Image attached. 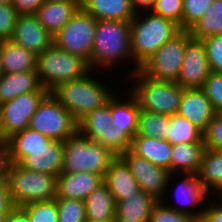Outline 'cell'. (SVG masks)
Here are the masks:
<instances>
[{
	"instance_id": "1",
	"label": "cell",
	"mask_w": 222,
	"mask_h": 222,
	"mask_svg": "<svg viewBox=\"0 0 222 222\" xmlns=\"http://www.w3.org/2000/svg\"><path fill=\"white\" fill-rule=\"evenodd\" d=\"M11 163L25 169L55 175L63 166L64 141H56L30 128L6 139Z\"/></svg>"
},
{
	"instance_id": "2",
	"label": "cell",
	"mask_w": 222,
	"mask_h": 222,
	"mask_svg": "<svg viewBox=\"0 0 222 222\" xmlns=\"http://www.w3.org/2000/svg\"><path fill=\"white\" fill-rule=\"evenodd\" d=\"M130 21L97 20L89 68L108 69L132 58ZM118 61V62H117Z\"/></svg>"
},
{
	"instance_id": "3",
	"label": "cell",
	"mask_w": 222,
	"mask_h": 222,
	"mask_svg": "<svg viewBox=\"0 0 222 222\" xmlns=\"http://www.w3.org/2000/svg\"><path fill=\"white\" fill-rule=\"evenodd\" d=\"M136 13L131 23V50L134 64L132 73L140 67L168 40L181 29L174 21L160 15L149 13L142 20Z\"/></svg>"
},
{
	"instance_id": "4",
	"label": "cell",
	"mask_w": 222,
	"mask_h": 222,
	"mask_svg": "<svg viewBox=\"0 0 222 222\" xmlns=\"http://www.w3.org/2000/svg\"><path fill=\"white\" fill-rule=\"evenodd\" d=\"M96 80L89 72L82 78L61 82L50 92L79 122L91 111L106 105L114 95L104 82Z\"/></svg>"
},
{
	"instance_id": "5",
	"label": "cell",
	"mask_w": 222,
	"mask_h": 222,
	"mask_svg": "<svg viewBox=\"0 0 222 222\" xmlns=\"http://www.w3.org/2000/svg\"><path fill=\"white\" fill-rule=\"evenodd\" d=\"M115 157L107 148L77 131L64 141L61 172H90L104 177Z\"/></svg>"
},
{
	"instance_id": "6",
	"label": "cell",
	"mask_w": 222,
	"mask_h": 222,
	"mask_svg": "<svg viewBox=\"0 0 222 222\" xmlns=\"http://www.w3.org/2000/svg\"><path fill=\"white\" fill-rule=\"evenodd\" d=\"M6 181L16 207L54 200L57 196L55 175L28 170L18 163H11Z\"/></svg>"
},
{
	"instance_id": "7",
	"label": "cell",
	"mask_w": 222,
	"mask_h": 222,
	"mask_svg": "<svg viewBox=\"0 0 222 222\" xmlns=\"http://www.w3.org/2000/svg\"><path fill=\"white\" fill-rule=\"evenodd\" d=\"M129 76L137 81L135 84L132 82L134 88L131 93L136 97L140 109L168 116L178 113L183 88L176 82L153 80L140 70Z\"/></svg>"
},
{
	"instance_id": "8",
	"label": "cell",
	"mask_w": 222,
	"mask_h": 222,
	"mask_svg": "<svg viewBox=\"0 0 222 222\" xmlns=\"http://www.w3.org/2000/svg\"><path fill=\"white\" fill-rule=\"evenodd\" d=\"M36 72L49 92L61 82L76 80L92 72L88 62L52 44L37 55Z\"/></svg>"
},
{
	"instance_id": "9",
	"label": "cell",
	"mask_w": 222,
	"mask_h": 222,
	"mask_svg": "<svg viewBox=\"0 0 222 222\" xmlns=\"http://www.w3.org/2000/svg\"><path fill=\"white\" fill-rule=\"evenodd\" d=\"M78 131L90 140L107 148L114 156H121L131 148L132 137L125 130L112 125L110 99L78 122Z\"/></svg>"
},
{
	"instance_id": "10",
	"label": "cell",
	"mask_w": 222,
	"mask_h": 222,
	"mask_svg": "<svg viewBox=\"0 0 222 222\" xmlns=\"http://www.w3.org/2000/svg\"><path fill=\"white\" fill-rule=\"evenodd\" d=\"M28 128L52 140L66 141L78 131V122L49 92L39 103Z\"/></svg>"
},
{
	"instance_id": "11",
	"label": "cell",
	"mask_w": 222,
	"mask_h": 222,
	"mask_svg": "<svg viewBox=\"0 0 222 222\" xmlns=\"http://www.w3.org/2000/svg\"><path fill=\"white\" fill-rule=\"evenodd\" d=\"M189 31L181 30L165 42L141 67L140 71L150 79L176 82L182 67Z\"/></svg>"
},
{
	"instance_id": "12",
	"label": "cell",
	"mask_w": 222,
	"mask_h": 222,
	"mask_svg": "<svg viewBox=\"0 0 222 222\" xmlns=\"http://www.w3.org/2000/svg\"><path fill=\"white\" fill-rule=\"evenodd\" d=\"M97 19L80 8L53 37V44L90 62Z\"/></svg>"
},
{
	"instance_id": "13",
	"label": "cell",
	"mask_w": 222,
	"mask_h": 222,
	"mask_svg": "<svg viewBox=\"0 0 222 222\" xmlns=\"http://www.w3.org/2000/svg\"><path fill=\"white\" fill-rule=\"evenodd\" d=\"M128 165L132 175L139 184L140 190L150 194L158 201H163L166 189L174 174L156 166L147 159L137 156L130 149L120 156Z\"/></svg>"
},
{
	"instance_id": "14",
	"label": "cell",
	"mask_w": 222,
	"mask_h": 222,
	"mask_svg": "<svg viewBox=\"0 0 222 222\" xmlns=\"http://www.w3.org/2000/svg\"><path fill=\"white\" fill-rule=\"evenodd\" d=\"M48 93L49 91H34L21 94L0 104L3 137L5 139L29 127L31 117Z\"/></svg>"
},
{
	"instance_id": "15",
	"label": "cell",
	"mask_w": 222,
	"mask_h": 222,
	"mask_svg": "<svg viewBox=\"0 0 222 222\" xmlns=\"http://www.w3.org/2000/svg\"><path fill=\"white\" fill-rule=\"evenodd\" d=\"M210 67L202 40L190 38L186 42L182 67L176 83L183 89L203 88L210 75Z\"/></svg>"
},
{
	"instance_id": "16",
	"label": "cell",
	"mask_w": 222,
	"mask_h": 222,
	"mask_svg": "<svg viewBox=\"0 0 222 222\" xmlns=\"http://www.w3.org/2000/svg\"><path fill=\"white\" fill-rule=\"evenodd\" d=\"M11 41L38 55L53 44V36L35 14L18 15Z\"/></svg>"
},
{
	"instance_id": "17",
	"label": "cell",
	"mask_w": 222,
	"mask_h": 222,
	"mask_svg": "<svg viewBox=\"0 0 222 222\" xmlns=\"http://www.w3.org/2000/svg\"><path fill=\"white\" fill-rule=\"evenodd\" d=\"M178 115L204 132L216 114L202 88L183 89Z\"/></svg>"
},
{
	"instance_id": "18",
	"label": "cell",
	"mask_w": 222,
	"mask_h": 222,
	"mask_svg": "<svg viewBox=\"0 0 222 222\" xmlns=\"http://www.w3.org/2000/svg\"><path fill=\"white\" fill-rule=\"evenodd\" d=\"M103 182L109 188L115 202L126 200L141 191L128 165L120 156L111 161Z\"/></svg>"
},
{
	"instance_id": "19",
	"label": "cell",
	"mask_w": 222,
	"mask_h": 222,
	"mask_svg": "<svg viewBox=\"0 0 222 222\" xmlns=\"http://www.w3.org/2000/svg\"><path fill=\"white\" fill-rule=\"evenodd\" d=\"M82 2L46 0L37 10L36 17L54 37L81 8Z\"/></svg>"
},
{
	"instance_id": "20",
	"label": "cell",
	"mask_w": 222,
	"mask_h": 222,
	"mask_svg": "<svg viewBox=\"0 0 222 222\" xmlns=\"http://www.w3.org/2000/svg\"><path fill=\"white\" fill-rule=\"evenodd\" d=\"M182 175L185 177L183 180H181L182 182L179 185L177 183V188L175 191L176 201L180 205L168 206L169 204L165 203L164 205L169 208H172L177 212L193 216L200 221L204 211H202V209L200 211H195L192 209L190 210L189 208L193 206H198V203L200 204L201 202L205 201V198H208L210 195L204 189L201 180L195 174Z\"/></svg>"
},
{
	"instance_id": "21",
	"label": "cell",
	"mask_w": 222,
	"mask_h": 222,
	"mask_svg": "<svg viewBox=\"0 0 222 222\" xmlns=\"http://www.w3.org/2000/svg\"><path fill=\"white\" fill-rule=\"evenodd\" d=\"M103 182V177L90 172L60 173L57 176V196L85 200Z\"/></svg>"
},
{
	"instance_id": "22",
	"label": "cell",
	"mask_w": 222,
	"mask_h": 222,
	"mask_svg": "<svg viewBox=\"0 0 222 222\" xmlns=\"http://www.w3.org/2000/svg\"><path fill=\"white\" fill-rule=\"evenodd\" d=\"M158 202L144 191L116 202L115 222H149L152 209Z\"/></svg>"
},
{
	"instance_id": "23",
	"label": "cell",
	"mask_w": 222,
	"mask_h": 222,
	"mask_svg": "<svg viewBox=\"0 0 222 222\" xmlns=\"http://www.w3.org/2000/svg\"><path fill=\"white\" fill-rule=\"evenodd\" d=\"M48 91L38 78L36 70L5 74L0 78V104L21 94Z\"/></svg>"
},
{
	"instance_id": "24",
	"label": "cell",
	"mask_w": 222,
	"mask_h": 222,
	"mask_svg": "<svg viewBox=\"0 0 222 222\" xmlns=\"http://www.w3.org/2000/svg\"><path fill=\"white\" fill-rule=\"evenodd\" d=\"M81 8L97 20L131 21L136 15L131 0H82Z\"/></svg>"
},
{
	"instance_id": "25",
	"label": "cell",
	"mask_w": 222,
	"mask_h": 222,
	"mask_svg": "<svg viewBox=\"0 0 222 222\" xmlns=\"http://www.w3.org/2000/svg\"><path fill=\"white\" fill-rule=\"evenodd\" d=\"M130 150L137 156L170 172L172 144L167 140L147 136H134Z\"/></svg>"
},
{
	"instance_id": "26",
	"label": "cell",
	"mask_w": 222,
	"mask_h": 222,
	"mask_svg": "<svg viewBox=\"0 0 222 222\" xmlns=\"http://www.w3.org/2000/svg\"><path fill=\"white\" fill-rule=\"evenodd\" d=\"M204 142L180 143L172 145L170 173L197 174L203 154Z\"/></svg>"
},
{
	"instance_id": "27",
	"label": "cell",
	"mask_w": 222,
	"mask_h": 222,
	"mask_svg": "<svg viewBox=\"0 0 222 222\" xmlns=\"http://www.w3.org/2000/svg\"><path fill=\"white\" fill-rule=\"evenodd\" d=\"M125 101L116 97L110 98L112 125L118 130H125L132 138L138 126L140 107L136 97L130 92Z\"/></svg>"
},
{
	"instance_id": "28",
	"label": "cell",
	"mask_w": 222,
	"mask_h": 222,
	"mask_svg": "<svg viewBox=\"0 0 222 222\" xmlns=\"http://www.w3.org/2000/svg\"><path fill=\"white\" fill-rule=\"evenodd\" d=\"M0 56L5 74L36 70L37 55L11 40L0 41Z\"/></svg>"
},
{
	"instance_id": "29",
	"label": "cell",
	"mask_w": 222,
	"mask_h": 222,
	"mask_svg": "<svg viewBox=\"0 0 222 222\" xmlns=\"http://www.w3.org/2000/svg\"><path fill=\"white\" fill-rule=\"evenodd\" d=\"M86 218L95 221L115 222L116 202L104 182L85 198Z\"/></svg>"
},
{
	"instance_id": "30",
	"label": "cell",
	"mask_w": 222,
	"mask_h": 222,
	"mask_svg": "<svg viewBox=\"0 0 222 222\" xmlns=\"http://www.w3.org/2000/svg\"><path fill=\"white\" fill-rule=\"evenodd\" d=\"M196 176L208 194L212 187L222 197V150L206 148Z\"/></svg>"
},
{
	"instance_id": "31",
	"label": "cell",
	"mask_w": 222,
	"mask_h": 222,
	"mask_svg": "<svg viewBox=\"0 0 222 222\" xmlns=\"http://www.w3.org/2000/svg\"><path fill=\"white\" fill-rule=\"evenodd\" d=\"M170 144L203 142V132L178 114L167 115V139Z\"/></svg>"
},
{
	"instance_id": "32",
	"label": "cell",
	"mask_w": 222,
	"mask_h": 222,
	"mask_svg": "<svg viewBox=\"0 0 222 222\" xmlns=\"http://www.w3.org/2000/svg\"><path fill=\"white\" fill-rule=\"evenodd\" d=\"M188 31L192 38L198 40L222 34V0H214L204 16Z\"/></svg>"
},
{
	"instance_id": "33",
	"label": "cell",
	"mask_w": 222,
	"mask_h": 222,
	"mask_svg": "<svg viewBox=\"0 0 222 222\" xmlns=\"http://www.w3.org/2000/svg\"><path fill=\"white\" fill-rule=\"evenodd\" d=\"M135 136L167 139V115L140 109Z\"/></svg>"
},
{
	"instance_id": "34",
	"label": "cell",
	"mask_w": 222,
	"mask_h": 222,
	"mask_svg": "<svg viewBox=\"0 0 222 222\" xmlns=\"http://www.w3.org/2000/svg\"><path fill=\"white\" fill-rule=\"evenodd\" d=\"M30 222H58V206L56 199L32 202L19 207Z\"/></svg>"
},
{
	"instance_id": "35",
	"label": "cell",
	"mask_w": 222,
	"mask_h": 222,
	"mask_svg": "<svg viewBox=\"0 0 222 222\" xmlns=\"http://www.w3.org/2000/svg\"><path fill=\"white\" fill-rule=\"evenodd\" d=\"M58 222H85L86 209L83 200L56 197Z\"/></svg>"
},
{
	"instance_id": "36",
	"label": "cell",
	"mask_w": 222,
	"mask_h": 222,
	"mask_svg": "<svg viewBox=\"0 0 222 222\" xmlns=\"http://www.w3.org/2000/svg\"><path fill=\"white\" fill-rule=\"evenodd\" d=\"M214 0H183L182 30L188 31L199 21Z\"/></svg>"
},
{
	"instance_id": "37",
	"label": "cell",
	"mask_w": 222,
	"mask_h": 222,
	"mask_svg": "<svg viewBox=\"0 0 222 222\" xmlns=\"http://www.w3.org/2000/svg\"><path fill=\"white\" fill-rule=\"evenodd\" d=\"M150 12L174 21L182 30L183 0H156Z\"/></svg>"
},
{
	"instance_id": "38",
	"label": "cell",
	"mask_w": 222,
	"mask_h": 222,
	"mask_svg": "<svg viewBox=\"0 0 222 222\" xmlns=\"http://www.w3.org/2000/svg\"><path fill=\"white\" fill-rule=\"evenodd\" d=\"M211 72L222 73V34L202 39Z\"/></svg>"
},
{
	"instance_id": "39",
	"label": "cell",
	"mask_w": 222,
	"mask_h": 222,
	"mask_svg": "<svg viewBox=\"0 0 222 222\" xmlns=\"http://www.w3.org/2000/svg\"><path fill=\"white\" fill-rule=\"evenodd\" d=\"M164 201H158L151 212L149 222H199L193 216L177 212L172 208L164 206Z\"/></svg>"
},
{
	"instance_id": "40",
	"label": "cell",
	"mask_w": 222,
	"mask_h": 222,
	"mask_svg": "<svg viewBox=\"0 0 222 222\" xmlns=\"http://www.w3.org/2000/svg\"><path fill=\"white\" fill-rule=\"evenodd\" d=\"M216 113H222V73L211 72L202 88Z\"/></svg>"
},
{
	"instance_id": "41",
	"label": "cell",
	"mask_w": 222,
	"mask_h": 222,
	"mask_svg": "<svg viewBox=\"0 0 222 222\" xmlns=\"http://www.w3.org/2000/svg\"><path fill=\"white\" fill-rule=\"evenodd\" d=\"M203 142L207 149L222 150V113H216L203 132Z\"/></svg>"
},
{
	"instance_id": "42",
	"label": "cell",
	"mask_w": 222,
	"mask_h": 222,
	"mask_svg": "<svg viewBox=\"0 0 222 222\" xmlns=\"http://www.w3.org/2000/svg\"><path fill=\"white\" fill-rule=\"evenodd\" d=\"M17 16L12 4L0 3V41L11 40Z\"/></svg>"
},
{
	"instance_id": "43",
	"label": "cell",
	"mask_w": 222,
	"mask_h": 222,
	"mask_svg": "<svg viewBox=\"0 0 222 222\" xmlns=\"http://www.w3.org/2000/svg\"><path fill=\"white\" fill-rule=\"evenodd\" d=\"M46 0H13L12 6L18 15L36 14Z\"/></svg>"
},
{
	"instance_id": "44",
	"label": "cell",
	"mask_w": 222,
	"mask_h": 222,
	"mask_svg": "<svg viewBox=\"0 0 222 222\" xmlns=\"http://www.w3.org/2000/svg\"><path fill=\"white\" fill-rule=\"evenodd\" d=\"M16 208L6 180H0V213H10Z\"/></svg>"
},
{
	"instance_id": "45",
	"label": "cell",
	"mask_w": 222,
	"mask_h": 222,
	"mask_svg": "<svg viewBox=\"0 0 222 222\" xmlns=\"http://www.w3.org/2000/svg\"><path fill=\"white\" fill-rule=\"evenodd\" d=\"M219 199L222 202V197H219ZM213 203L215 204H211L209 207L207 206L208 204H206V208H203L204 213L199 222H222V203H220V201Z\"/></svg>"
},
{
	"instance_id": "46",
	"label": "cell",
	"mask_w": 222,
	"mask_h": 222,
	"mask_svg": "<svg viewBox=\"0 0 222 222\" xmlns=\"http://www.w3.org/2000/svg\"><path fill=\"white\" fill-rule=\"evenodd\" d=\"M10 165L11 161L7 141L0 140V180L7 179V173Z\"/></svg>"
},
{
	"instance_id": "47",
	"label": "cell",
	"mask_w": 222,
	"mask_h": 222,
	"mask_svg": "<svg viewBox=\"0 0 222 222\" xmlns=\"http://www.w3.org/2000/svg\"><path fill=\"white\" fill-rule=\"evenodd\" d=\"M6 222H30L28 216L19 208L16 207L7 216Z\"/></svg>"
},
{
	"instance_id": "48",
	"label": "cell",
	"mask_w": 222,
	"mask_h": 222,
	"mask_svg": "<svg viewBox=\"0 0 222 222\" xmlns=\"http://www.w3.org/2000/svg\"><path fill=\"white\" fill-rule=\"evenodd\" d=\"M132 7L136 13L138 11L142 10L141 7L146 11V13L151 11L152 7L154 6V3L156 0H131Z\"/></svg>"
},
{
	"instance_id": "49",
	"label": "cell",
	"mask_w": 222,
	"mask_h": 222,
	"mask_svg": "<svg viewBox=\"0 0 222 222\" xmlns=\"http://www.w3.org/2000/svg\"><path fill=\"white\" fill-rule=\"evenodd\" d=\"M0 140H6V139L3 137L1 107H0Z\"/></svg>"
},
{
	"instance_id": "50",
	"label": "cell",
	"mask_w": 222,
	"mask_h": 222,
	"mask_svg": "<svg viewBox=\"0 0 222 222\" xmlns=\"http://www.w3.org/2000/svg\"><path fill=\"white\" fill-rule=\"evenodd\" d=\"M9 213H0V222H6Z\"/></svg>"
},
{
	"instance_id": "51",
	"label": "cell",
	"mask_w": 222,
	"mask_h": 222,
	"mask_svg": "<svg viewBox=\"0 0 222 222\" xmlns=\"http://www.w3.org/2000/svg\"><path fill=\"white\" fill-rule=\"evenodd\" d=\"M0 3H3V4H12V3H13V0H0Z\"/></svg>"
},
{
	"instance_id": "52",
	"label": "cell",
	"mask_w": 222,
	"mask_h": 222,
	"mask_svg": "<svg viewBox=\"0 0 222 222\" xmlns=\"http://www.w3.org/2000/svg\"><path fill=\"white\" fill-rule=\"evenodd\" d=\"M3 66H2V62H1V56H0V78L3 75Z\"/></svg>"
},
{
	"instance_id": "53",
	"label": "cell",
	"mask_w": 222,
	"mask_h": 222,
	"mask_svg": "<svg viewBox=\"0 0 222 222\" xmlns=\"http://www.w3.org/2000/svg\"><path fill=\"white\" fill-rule=\"evenodd\" d=\"M85 222H104V221H95V220H91V219H86Z\"/></svg>"
},
{
	"instance_id": "54",
	"label": "cell",
	"mask_w": 222,
	"mask_h": 222,
	"mask_svg": "<svg viewBox=\"0 0 222 222\" xmlns=\"http://www.w3.org/2000/svg\"><path fill=\"white\" fill-rule=\"evenodd\" d=\"M66 1H71V2H82V0H66Z\"/></svg>"
}]
</instances>
